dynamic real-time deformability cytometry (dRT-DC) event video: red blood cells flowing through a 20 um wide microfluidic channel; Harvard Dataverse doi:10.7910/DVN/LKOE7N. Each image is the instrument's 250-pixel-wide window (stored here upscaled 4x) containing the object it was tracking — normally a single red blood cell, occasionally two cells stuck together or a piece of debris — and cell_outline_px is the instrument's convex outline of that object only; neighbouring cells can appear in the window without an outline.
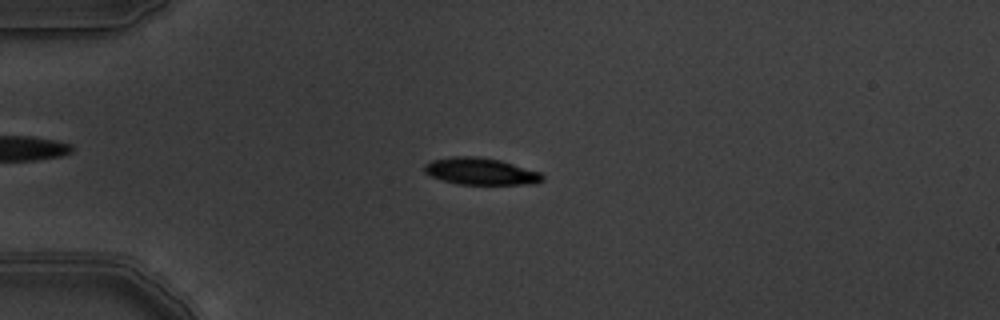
{"species": "common noctule bat (a hibernating species)", "species_latin": "Nyctalus noctula", "temperature_condition": "warm", "stored_images_in_passage": 5, "camera_frame_rate_fps": 3000, "um_per_image_px": 0.085, "animal": {"sex": "male", "body_mass_g": 19.5, "forearm_length_mm": 54.6}, "frame": {"image": 1, "passage_image": 4, "time_ms": 1.0, "image_size_px": [1000, 320], "cell_outline_px": [[544, 180], [536, 184], [460, 184], [444, 180], [432, 176], [424, 172], [424, 164], [432, 160], [452, 156], [480, 156], [500, 160], [540, 172], [544, 176]], "centroid_in_image_um": [40.88, 14.55], "position_along_channel_um": 44.1, "area_um2": 18.5}}